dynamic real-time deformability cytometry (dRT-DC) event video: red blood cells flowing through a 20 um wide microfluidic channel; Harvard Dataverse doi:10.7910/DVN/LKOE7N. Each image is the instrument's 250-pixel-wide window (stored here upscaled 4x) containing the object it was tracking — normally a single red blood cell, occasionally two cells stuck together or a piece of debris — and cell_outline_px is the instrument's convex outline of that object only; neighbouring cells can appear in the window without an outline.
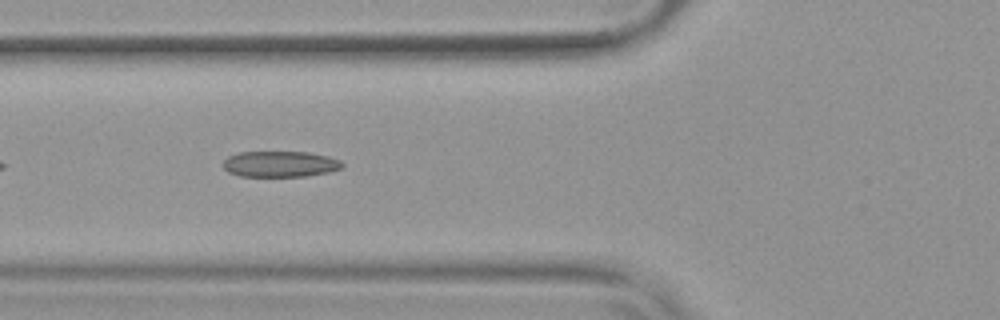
{"species": "common noctule bat (a hibernating species)", "species_latin": "Nyctalus noctula", "temperature_condition": "warm", "stored_images_in_passage": 34, "camera_frame_rate_fps": 3000, "um_per_image_px": 0.085, "animal": {"sex": "female", "body_mass_g": 19.9}, "frame": {"image": 1, "passage_image": 6, "time_ms": 1.667, "image_size_px": [1000, 320], "cell_outline_px": [[344, 164], [340, 168], [328, 172], [304, 176], [240, 176], [228, 172], [220, 164], [228, 156], [236, 152], [308, 152], [328, 156], [340, 160]], "centroid_in_image_um": [23.76, 13.93], "position_along_channel_um": 102.0, "area_um2": 18.03}}
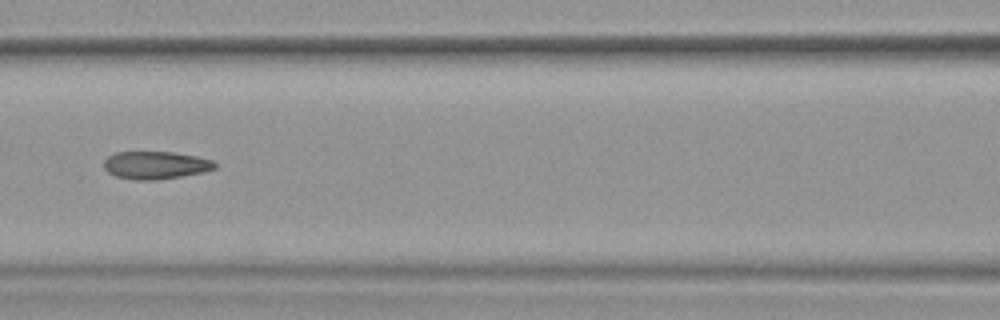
{"frame": {"image": 2, "passage_image": 10, "time_ms": 3.0, "image_size_px": [1000, 320], "cell_outline_px": [[216, 168], [200, 172], [180, 176], [156, 180], [136, 180], [116, 176], [108, 172], [104, 168], [104, 160], [108, 156], [116, 152], [172, 152], [196, 156], [212, 160], [216, 164]], "centroid_in_image_um": [13.19, 14.03], "position_along_channel_um": 153.4, "area_um2": 17.74}, "authors_computed_cell_mechanics": {"area_um2": 17.8602, "velocity_mm_per_s": 3.826, "shape_relaxation_time_tau1_ms": 10.0484, "shape_relaxation_time_tau2_ms": 2.4666, "deformation_change_tau1": 0.2705, "deformation_change_tau2": 0.1146}}